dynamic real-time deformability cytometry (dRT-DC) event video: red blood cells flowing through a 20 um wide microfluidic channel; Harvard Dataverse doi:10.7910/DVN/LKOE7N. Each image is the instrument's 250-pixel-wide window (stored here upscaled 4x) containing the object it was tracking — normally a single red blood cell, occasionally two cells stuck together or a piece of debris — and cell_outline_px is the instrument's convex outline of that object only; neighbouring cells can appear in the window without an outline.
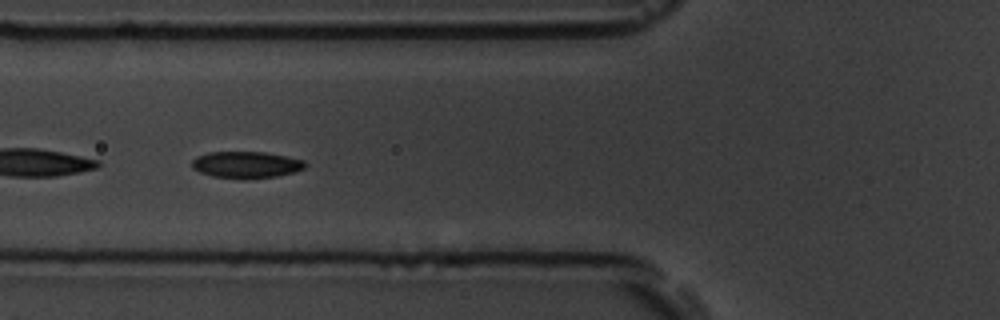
{"species": "common noctule bat (a hibernating species)", "species_latin": "Nyctalus noctula", "temperature_condition": "room temperature", "stored_images_in_passage": 53, "camera_frame_rate_fps": 3000, "um_per_image_px": 0.085, "animal": {"sex": "male", "body_mass_g": 19.5, "forearm_length_mm": 54.6}, "frame": {"image": 1, "passage_image": 17, "time_ms": 5.333, "image_size_px": [1000, 320], "cell_outline_px": [[308, 164], [304, 168], [292, 172], [276, 176], [244, 180], [212, 176], [200, 172], [192, 168], [192, 160], [196, 156], [208, 152], [264, 152], [288, 156], [304, 160]], "centroid_in_image_um": [20.92, 14.0], "position_along_channel_um": 104.9, "area_um2": 17.8}}
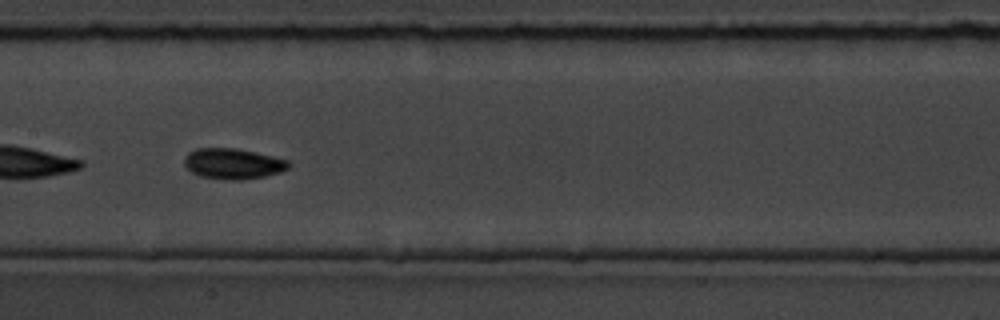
{"frame": {"image": 2, "passage_image": 24, "time_ms": 7.667, "image_size_px": [1000, 320], "cell_outline_px": [[288, 168], [280, 172], [264, 176], [244, 180], [232, 180], [200, 176], [192, 172], [184, 164], [184, 156], [188, 152], [196, 148], [236, 148], [256, 152], [288, 160]], "centroid_in_image_um": [19.78, 13.9], "position_along_channel_um": 187.6, "area_um2": 18.55}}
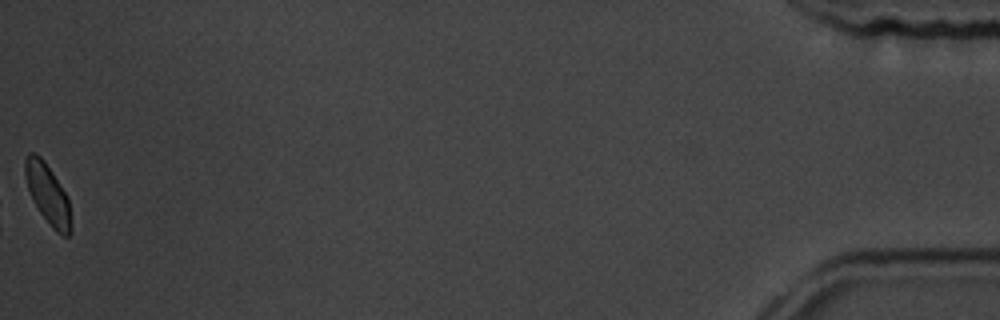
{"frame": {"image": 3, "passage_image": 53, "time_ms": 17.333, "image_size_px": [1000, 320], "cell_outline_px": [[72, 232], [68, 236], [64, 236], [56, 232], [52, 228], [40, 212], [28, 188], [24, 172], [24, 160], [28, 152], [36, 152], [44, 160], [68, 196], [72, 228]], "centroid_in_image_um": [4.08, 16.49], "position_along_channel_um": 431.1, "area_um2": 16.07}, "authors_computed_cell_mechanics": {"area_um2": 17.4556, "velocity_mm_per_s": 3.5442, "shape_relaxation_time_tau1_ms": 1.6735, "shape_relaxation_time_tau2_ms": 2.6147, "deformation_change_tau1": 0.0898, "deformation_change_tau2": 0.0559}}